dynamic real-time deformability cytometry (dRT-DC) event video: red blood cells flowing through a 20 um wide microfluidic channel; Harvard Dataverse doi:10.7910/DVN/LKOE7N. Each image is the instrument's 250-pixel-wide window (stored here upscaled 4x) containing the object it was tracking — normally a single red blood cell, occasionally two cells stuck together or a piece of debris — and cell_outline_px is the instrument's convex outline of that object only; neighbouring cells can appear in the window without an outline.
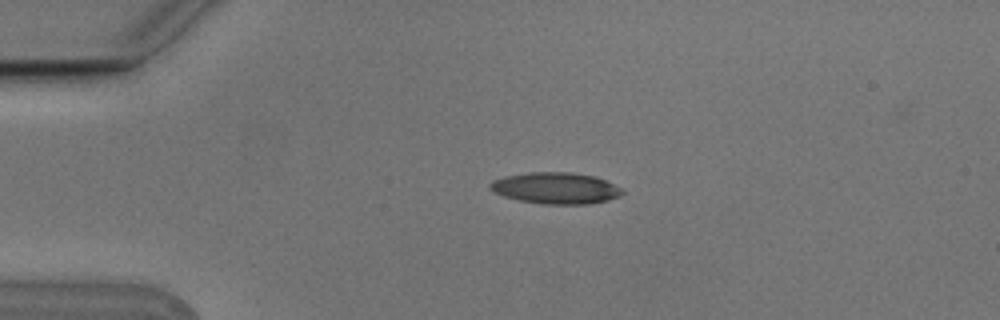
{"species": "Egyptian fruit bat (a non-hibernating species)", "species_latin": "Rousettus aegyptiacus", "temperature_condition": "cold", "stored_images_in_passage": 2, "camera_frame_rate_fps": 3000, "um_per_image_px": 0.085, "animal": {"sex": "male"}, "frame": {"image": 1, "passage_image": 1, "time_ms": 0.0, "image_size_px": [1000, 320], "cell_outline_px": [[624, 192], [620, 196], [608, 200], [588, 204], [544, 204], [520, 200], [504, 196], [488, 188], [488, 184], [492, 180], [504, 176], [528, 172], [572, 172], [596, 176], [620, 188]], "centroid_in_image_um": [47.22, 15.98], "position_along_channel_um": 37.8, "area_um2": 24.16}}